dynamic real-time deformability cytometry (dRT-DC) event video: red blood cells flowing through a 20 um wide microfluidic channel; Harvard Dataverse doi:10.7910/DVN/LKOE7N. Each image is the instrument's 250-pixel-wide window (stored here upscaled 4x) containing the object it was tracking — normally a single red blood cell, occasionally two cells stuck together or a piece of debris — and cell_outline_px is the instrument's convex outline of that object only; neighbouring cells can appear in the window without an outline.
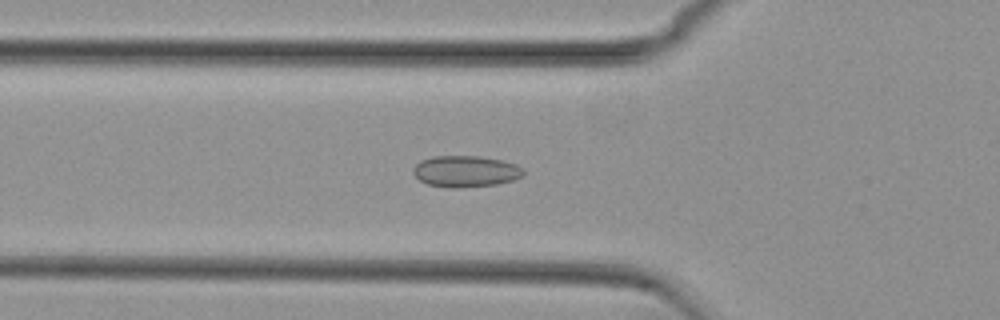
{"species": "common noctule bat (a hibernating species)", "species_latin": "Nyctalus noctula", "temperature_condition": "cold", "stored_images_in_passage": 52, "camera_frame_rate_fps": 3000, "um_per_image_px": 0.085, "animal": {"sex": "female", "body_mass_g": 29.2, "forearm_length_mm": 56.3}, "frame": {"image": 1, "passage_image": 16, "time_ms": 5.0, "image_size_px": [1000, 320], "cell_outline_px": [[524, 176], [512, 180], [496, 184], [460, 188], [452, 188], [428, 184], [420, 180], [412, 172], [412, 168], [420, 160], [432, 156], [480, 156], [500, 160], [516, 164], [524, 168]], "centroid_in_image_um": [39.58, 14.56], "position_along_channel_um": 86.2, "area_um2": 20.23}}
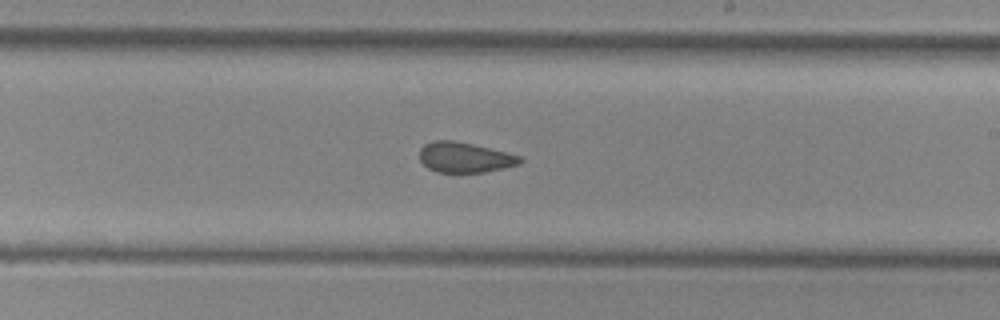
{"frame": {"image": 2, "passage_image": 29, "time_ms": 9.333, "image_size_px": [1000, 320], "cell_outline_px": [[524, 160], [520, 164], [484, 172], [436, 172], [428, 168], [420, 160], [420, 148], [424, 144], [436, 140], [452, 140], [472, 144], [520, 156]], "centroid_in_image_um": [39.48, 13.38], "position_along_channel_um": 249.5, "area_um2": 17.51}}
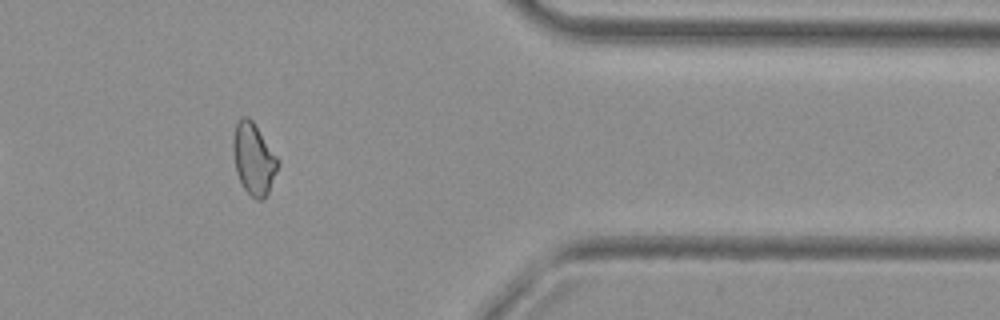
{"frame": {"image": 3, "passage_image": 42, "time_ms": 13.667, "image_size_px": [1000, 320], "cell_outline_px": [[280, 164], [268, 192], [264, 200], [256, 200], [244, 188], [236, 172], [232, 148], [232, 140], [236, 124], [240, 116], [248, 116], [252, 120], [280, 160]], "centroid_in_image_um": [21.56, 13.49], "position_along_channel_um": 389.8, "area_um2": 18.79}, "authors_computed_cell_mechanics": {"area_um2": 19.0451, "velocity_mm_per_s": 3.756, "shape_relaxation_time_tau1_ms": null, "shape_relaxation_time_tau2_ms": 1.7247, "deformation_change_tau1": null, "deformation_change_tau2": 0.0789}}